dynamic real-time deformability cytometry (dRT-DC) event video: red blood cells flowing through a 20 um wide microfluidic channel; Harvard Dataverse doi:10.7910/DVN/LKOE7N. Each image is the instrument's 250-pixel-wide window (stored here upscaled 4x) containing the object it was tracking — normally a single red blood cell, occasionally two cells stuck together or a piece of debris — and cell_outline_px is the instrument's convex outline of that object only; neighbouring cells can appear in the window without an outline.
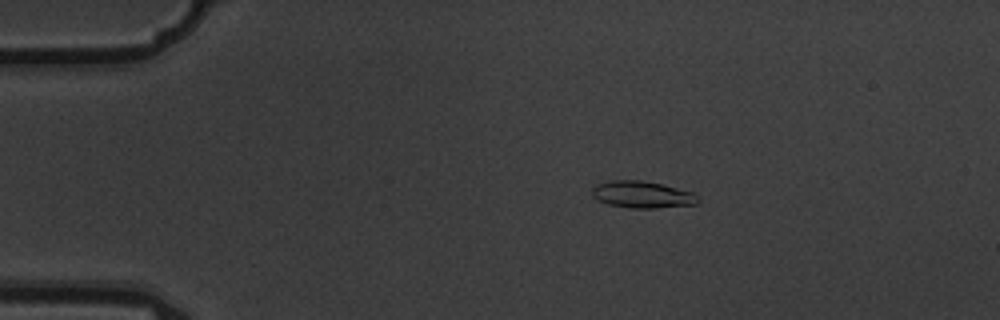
{"species": "common noctule bat (a hibernating species)", "species_latin": "Nyctalus noctula", "temperature_condition": "warm", "stored_images_in_passage": 10, "camera_frame_rate_fps": 3000, "um_per_image_px": 0.085, "animal": {"sex": "male", "body_mass_g": 19.5, "forearm_length_mm": 54.6}, "frame": {"image": 1, "passage_image": 2, "time_ms": 0.333, "image_size_px": [1000, 320], "cell_outline_px": [[700, 200], [696, 204], [656, 208], [632, 208], [608, 204], [596, 200], [592, 196], [592, 188], [596, 184], [612, 180], [640, 180], [660, 184], [692, 192]], "centroid_in_image_um": [54.54, 16.54], "position_along_channel_um": 30.5, "area_um2": 16.47}}
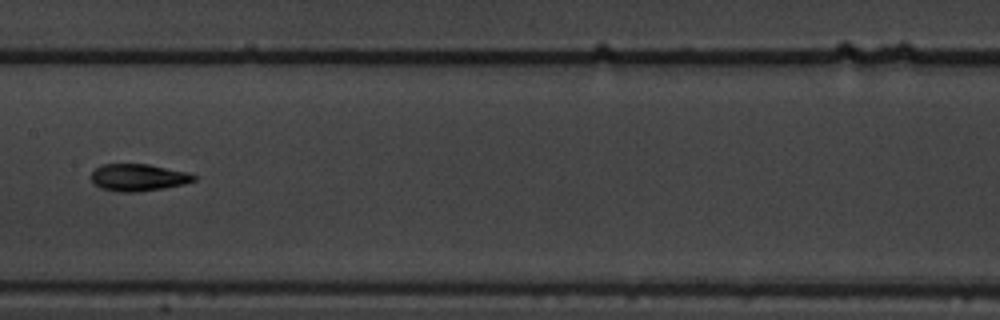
{"frame": {"image": 2, "passage_image": 7, "time_ms": 2.0, "image_size_px": [1000, 320], "cell_outline_px": [[196, 180], [184, 184], [164, 188], [136, 192], [120, 192], [100, 188], [92, 180], [92, 172], [96, 168], [104, 164], [148, 164], [188, 172], [196, 176]], "centroid_in_image_um": [11.78, 15.08], "position_along_channel_um": 195.6, "area_um2": 16.13}}
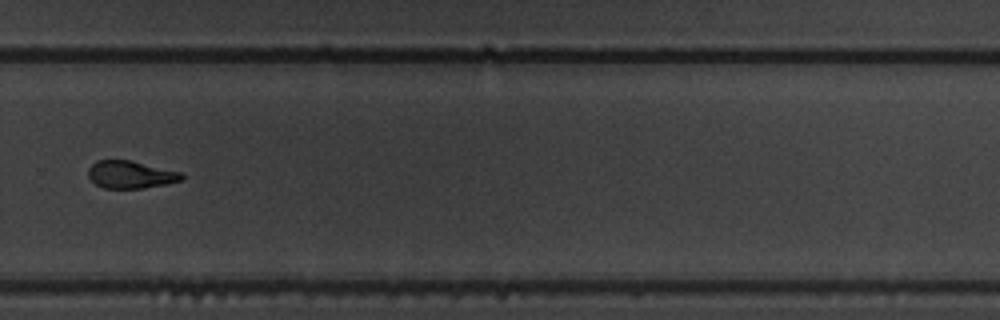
{"frame": {"image": 3, "passage_image": 10, "time_ms": 3.0, "image_size_px": [1000, 320], "cell_outline_px": [[184, 176], [180, 180], [168, 184], [144, 188], [104, 188], [96, 184], [88, 176], [88, 168], [96, 160], [132, 160], [180, 172]], "centroid_in_image_um": [11.09, 14.83], "position_along_channel_um": 318.7, "area_um2": 14.97}}